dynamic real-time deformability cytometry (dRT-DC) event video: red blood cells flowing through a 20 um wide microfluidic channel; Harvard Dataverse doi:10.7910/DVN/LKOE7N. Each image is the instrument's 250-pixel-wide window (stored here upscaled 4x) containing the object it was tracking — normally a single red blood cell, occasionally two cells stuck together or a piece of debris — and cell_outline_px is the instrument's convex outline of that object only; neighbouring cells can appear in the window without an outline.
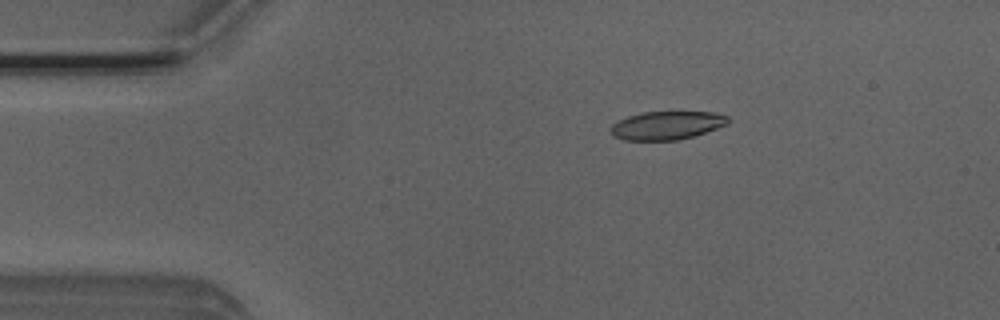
{"species": "Egyptian fruit bat (a non-hibernating species)", "species_latin": "Rousettus aegyptiacus", "temperature_condition": "room temperature", "stored_images_in_passage": 45, "camera_frame_rate_fps": 3000, "um_per_image_px": 0.085, "animal": {"sex": "male"}, "frame": {"image": 1, "passage_image": 2, "time_ms": 0.333, "image_size_px": [1000, 320], "cell_outline_px": [[728, 124], [692, 136], [676, 140], [624, 140], [612, 136], [612, 124], [628, 116], [644, 112], [712, 112], [728, 116]], "centroid_in_image_um": [56.66, 10.66], "position_along_channel_um": 28.3, "area_um2": 19.07}}
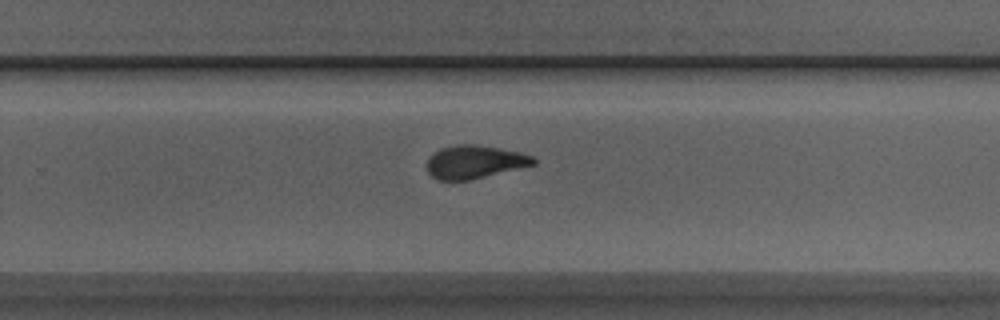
{"frame": {"image": 2, "passage_image": 26, "time_ms": 8.333, "image_size_px": [1000, 320], "cell_outline_px": [[536, 164], [468, 180], [436, 180], [428, 172], [428, 160], [440, 148], [456, 144], [476, 144], [500, 148], [520, 152], [532, 156], [536, 160]], "centroid_in_image_um": [40.35, 13.75], "position_along_channel_um": 289.5, "area_um2": 20.35}}
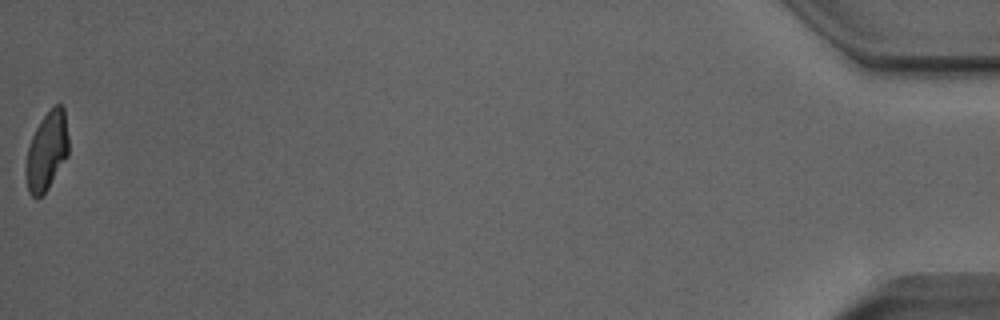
{"frame": {"image": 3, "passage_image": 45, "time_ms": 14.667, "image_size_px": [1000, 320], "cell_outline_px": [[68, 156], [48, 188], [36, 200], [28, 192], [24, 176], [24, 168], [28, 148], [32, 136], [40, 120], [56, 104], [60, 104], [64, 108], [68, 136]], "centroid_in_image_um": [3.95, 12.88], "position_along_channel_um": 431.2, "area_um2": 19.71}, "authors_computed_cell_mechanics": {"area_um2": 20.808, "velocity_mm_per_s": 3.9237, "shape_relaxation_time_tau1_ms": 5.7836, "shape_relaxation_time_tau2_ms": 1.9772, "deformation_change_tau1": 0.1852, "deformation_change_tau2": 0.0883}}